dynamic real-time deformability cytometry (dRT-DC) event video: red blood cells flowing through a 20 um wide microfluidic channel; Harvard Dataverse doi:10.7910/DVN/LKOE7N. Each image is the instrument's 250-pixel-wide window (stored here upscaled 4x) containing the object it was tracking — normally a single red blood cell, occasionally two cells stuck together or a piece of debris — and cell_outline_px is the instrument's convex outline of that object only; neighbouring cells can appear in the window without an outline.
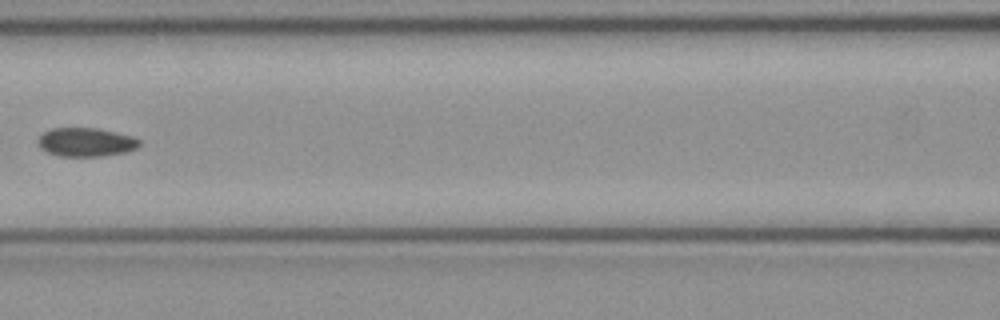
{"species": "common noctule bat (a hibernating species)", "species_latin": "Nyctalus noctula", "temperature_condition": "cold", "stored_images_in_passage": 7, "camera_frame_rate_fps": 3000, "um_per_image_px": 0.085, "animal": {"sex": "female", "body_mass_g": 21.9}, "frame": {"image": 1, "passage_image": 6, "time_ms": 1.667, "image_size_px": [1000, 320], "cell_outline_px": [[140, 144], [136, 148], [128, 152], [100, 156], [60, 156], [48, 152], [40, 148], [36, 140], [44, 132], [52, 128], [96, 128], [132, 136], [140, 140]], "centroid_in_image_um": [7.29, 12.08], "position_along_channel_um": 159.3, "area_um2": 16.94}}
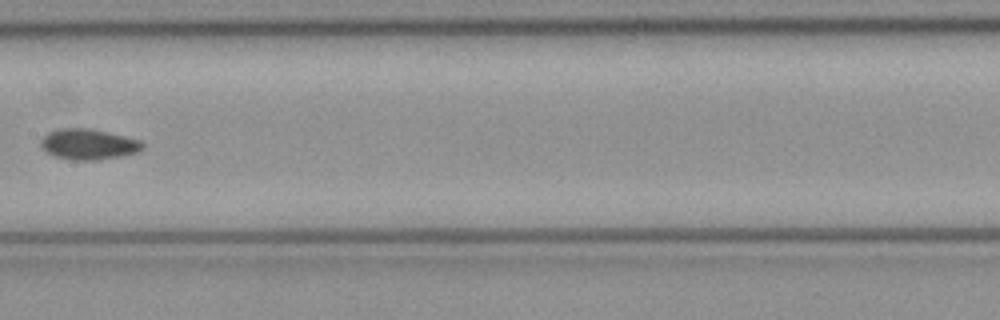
{"frame": {"image": 2, "passage_image": 7, "time_ms": 2.0, "image_size_px": [1000, 320], "cell_outline_px": [[144, 148], [136, 152], [120, 156], [96, 160], [72, 160], [56, 156], [48, 152], [40, 144], [40, 140], [48, 132], [56, 128], [88, 128], [108, 132], [140, 140], [144, 144]], "centroid_in_image_um": [7.51, 12.25], "position_along_channel_um": 199.9, "area_um2": 18.03}}